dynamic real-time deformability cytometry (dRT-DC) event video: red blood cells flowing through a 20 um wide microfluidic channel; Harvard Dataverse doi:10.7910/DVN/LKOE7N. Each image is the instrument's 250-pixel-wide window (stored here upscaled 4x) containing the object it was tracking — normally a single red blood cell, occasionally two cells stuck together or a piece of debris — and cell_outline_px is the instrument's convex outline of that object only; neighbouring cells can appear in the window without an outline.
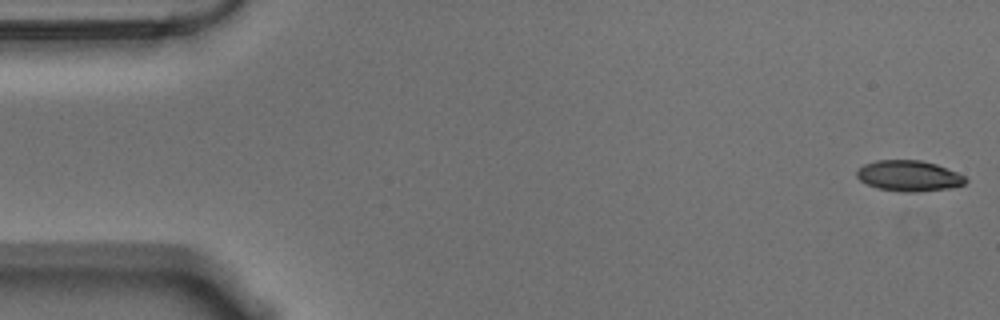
{"species": "Egyptian fruit bat (a non-hibernating species)", "species_latin": "Rousettus aegyptiacus", "temperature_condition": "warm", "stored_images_in_passage": 56, "camera_frame_rate_fps": 3000, "um_per_image_px": 0.085, "animal": {"sex": "male"}, "frame": {"image": 1, "passage_image": 1, "time_ms": 0.0, "image_size_px": [1000, 320], "cell_outline_px": [[968, 180], [964, 184], [948, 188], [920, 192], [900, 192], [876, 188], [860, 180], [856, 176], [856, 172], [864, 164], [876, 160], [920, 160], [936, 164], [956, 172], [964, 176]], "centroid_in_image_um": [77.24, 14.95], "position_along_channel_um": 7.8, "area_um2": 19.48}}
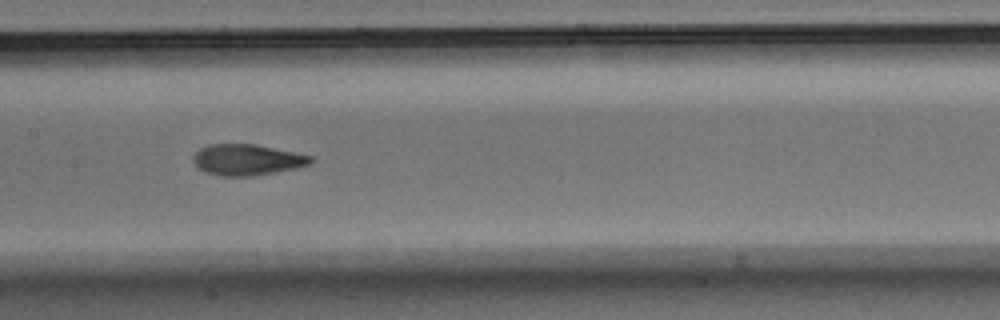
{"frame": {"image": 2, "passage_image": 27, "time_ms": 8.667, "image_size_px": [1000, 320], "cell_outline_px": [[316, 160], [308, 164], [296, 168], [252, 176], [220, 176], [204, 172], [196, 168], [192, 160], [192, 156], [200, 148], [208, 144], [256, 144], [312, 156]], "centroid_in_image_um": [20.95, 13.58], "position_along_channel_um": 186.4, "area_um2": 21.39}}
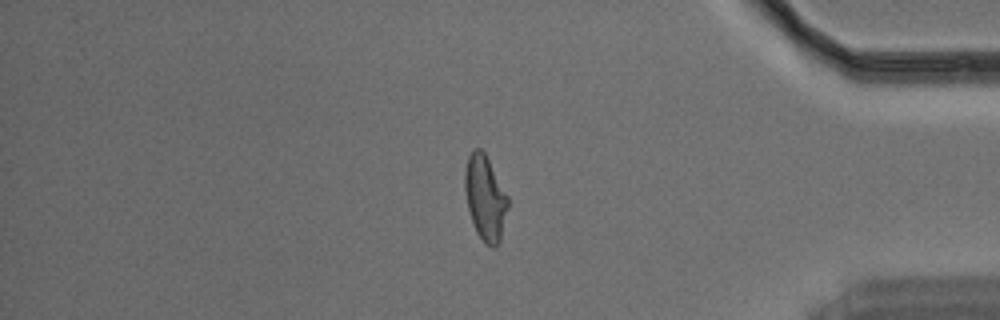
{"frame": {"image": 3, "passage_image": 47, "time_ms": 15.333, "image_size_px": [1000, 320], "cell_outline_px": [[508, 208], [500, 240], [496, 248], [492, 248], [476, 232], [468, 208], [464, 188], [464, 172], [468, 156], [472, 148], [480, 148], [484, 152], [508, 196]], "centroid_in_image_um": [41.23, 16.79], "position_along_channel_um": 394.0, "area_um2": 21.15}, "authors_computed_cell_mechanics": {"area_um2": 21.097, "velocity_mm_per_s": 3.5557, "shape_relaxation_time_tau1_ms": 6.3932, "shape_relaxation_time_tau2_ms": 1.8741, "deformation_change_tau1": 0.1938, "deformation_change_tau2": 0.086}}